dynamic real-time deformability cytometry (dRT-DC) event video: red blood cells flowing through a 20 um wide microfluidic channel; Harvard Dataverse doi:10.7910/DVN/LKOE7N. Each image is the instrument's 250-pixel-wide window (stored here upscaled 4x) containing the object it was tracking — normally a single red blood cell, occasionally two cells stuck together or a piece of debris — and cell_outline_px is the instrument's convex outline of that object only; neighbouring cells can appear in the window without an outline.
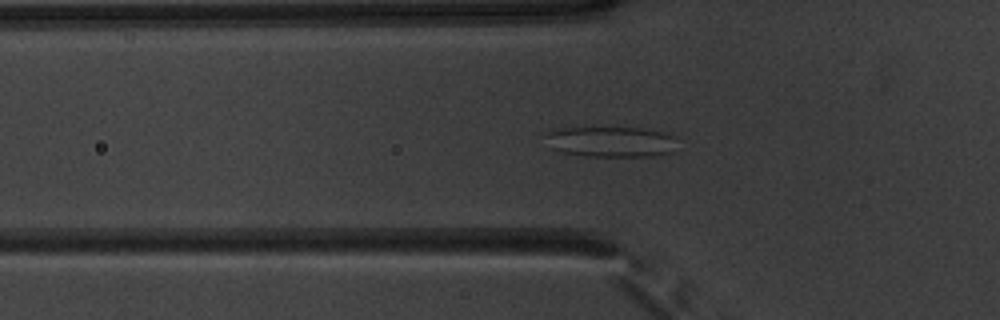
{"species": "common noctule bat (a hibernating species)", "species_latin": "Nyctalus noctula", "temperature_condition": "warm", "stored_images_in_passage": 40, "segment_of_instrument_passage": [1, 2], "camera_frame_rate_fps": 3000, "um_per_image_px": 0.085, "animal": {"sex": "male", "body_mass_g": 20.1, "forearm_length_mm": 53.5}, "frame": {"image": 1, "passage_image": 5, "time_ms": 1.333, "image_size_px": [1000, 320], "cell_outline_px": [[676, 152], [652, 156], [588, 156], [560, 152], [552, 148], [548, 132], [552, 128], [640, 128], [660, 132], [676, 136]], "centroid_in_image_um": [52.01, 12.06], "position_along_channel_um": 73.8, "area_um2": 23.29}}
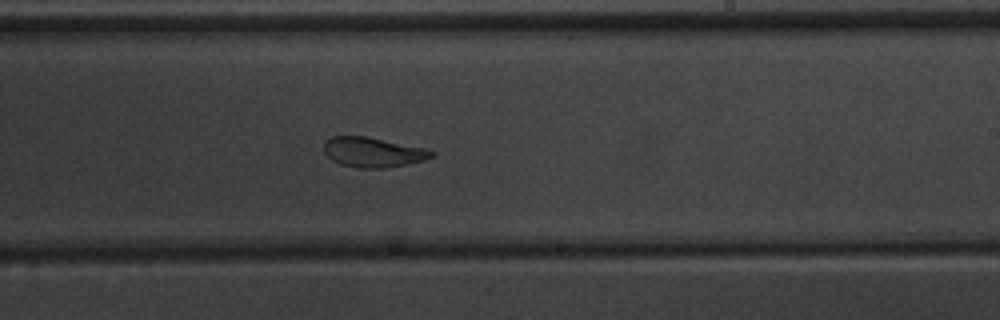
{"frame": {"image": 2, "passage_image": 19, "time_ms": 6.0, "image_size_px": [1000, 320], "cell_outline_px": [[436, 156], [424, 160], [408, 164], [384, 168], [360, 168], [340, 164], [332, 160], [324, 152], [324, 144], [332, 136], [368, 136], [424, 148], [436, 152]], "centroid_in_image_um": [31.73, 12.94], "position_along_channel_um": 257.3, "area_um2": 18.79}}
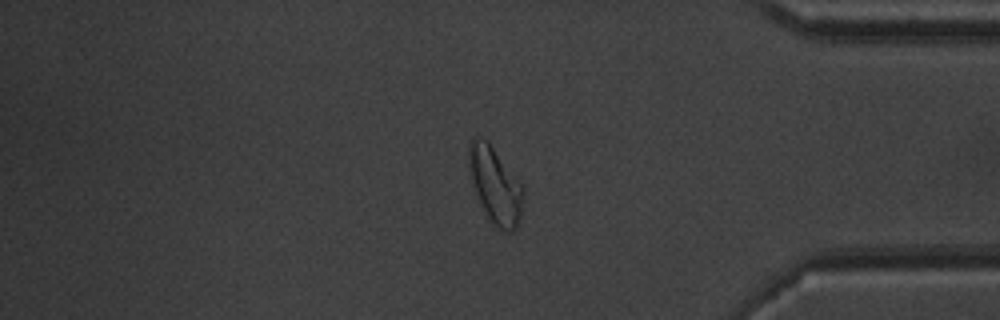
{"frame": {"image": 3, "passage_image": 31, "time_ms": 10.0, "image_size_px": [1000, 320], "cell_outline_px": [[524, 196], [520, 216], [516, 228], [508, 232], [496, 228], [492, 224], [476, 192], [472, 180], [468, 164], [468, 144], [472, 136], [480, 136], [488, 140], [524, 188]], "centroid_in_image_um": [42.08, 15.69], "position_along_channel_um": 393.1, "area_um2": 23.99}}